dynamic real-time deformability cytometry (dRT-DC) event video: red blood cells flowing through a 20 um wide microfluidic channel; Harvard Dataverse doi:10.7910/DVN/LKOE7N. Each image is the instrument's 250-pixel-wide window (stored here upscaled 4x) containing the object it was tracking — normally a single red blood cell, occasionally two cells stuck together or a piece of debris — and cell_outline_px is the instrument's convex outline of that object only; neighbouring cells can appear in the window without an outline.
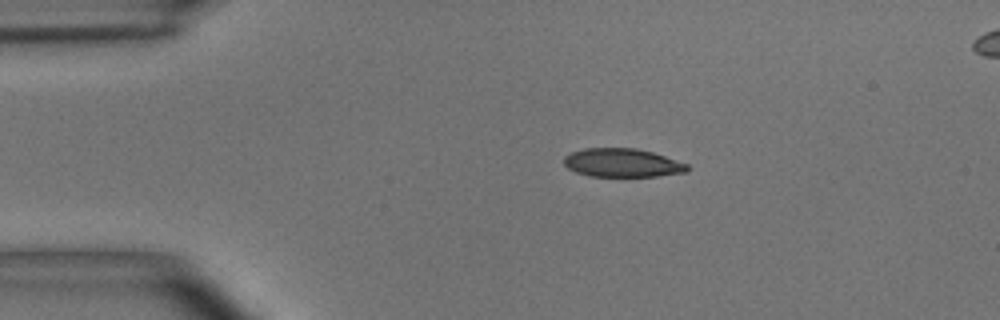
{"species": "common noctule bat (a hibernating species)", "species_latin": "Nyctalus noctula", "temperature_condition": "room temperature", "stored_images_in_passage": 38, "camera_frame_rate_fps": 3000, "um_per_image_px": 0.085, "animal": {"sex": "male", "body_mass_g": 15.6}, "frame": {"image": 1, "passage_image": 1, "time_ms": 0.0, "image_size_px": [1000, 320], "cell_outline_px": [[692, 168], [688, 172], [656, 176], [588, 176], [576, 172], [568, 168], [564, 164], [564, 156], [572, 152], [584, 148], [636, 148], [652, 152], [688, 164]], "centroid_in_image_um": [52.91, 13.84], "position_along_channel_um": 32.1, "area_um2": 20.58}}
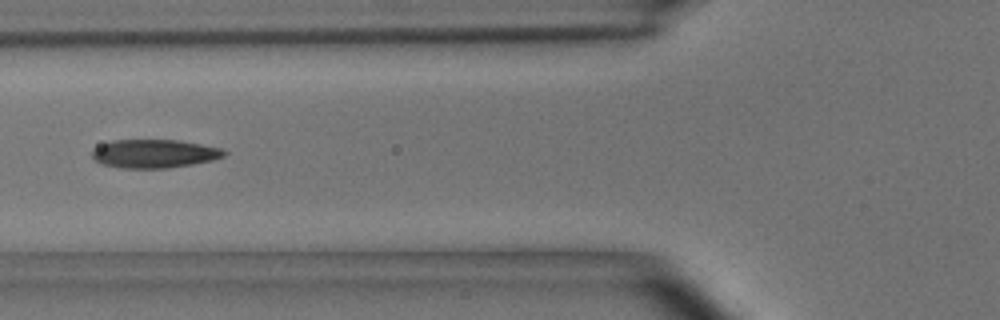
{"frame": {"image": 2, "passage_image": 11, "time_ms": 3.333, "image_size_px": [1000, 320], "cell_outline_px": [[228, 152], [224, 156], [212, 160], [192, 164], [168, 168], [120, 168], [100, 164], [92, 156], [92, 148], [100, 144], [112, 140], [176, 140], [200, 144], [220, 148]], "centroid_in_image_um": [13.06, 13.06], "position_along_channel_um": 112.7, "area_um2": 21.96}}
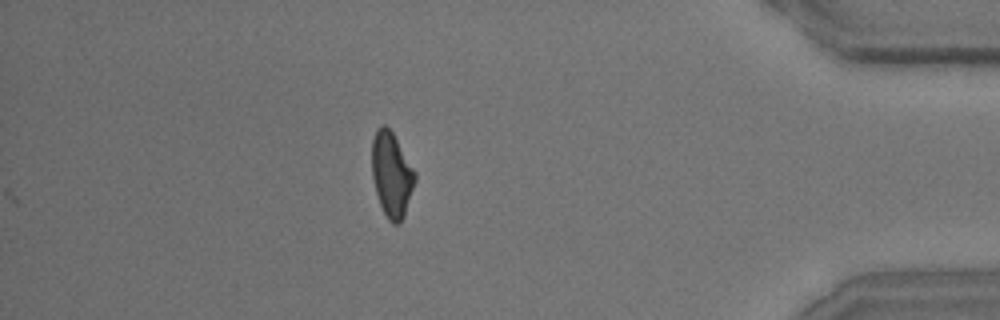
{"frame": {"image": 3, "passage_image": 38, "time_ms": 12.333, "image_size_px": [1000, 320], "cell_outline_px": [[416, 180], [404, 216], [400, 224], [392, 224], [388, 220], [380, 204], [376, 192], [372, 176], [372, 140], [376, 128], [380, 124], [384, 124], [392, 132], [416, 172]], "centroid_in_image_um": [33.28, 14.83], "position_along_channel_um": 401.9, "area_um2": 21.33}, "authors_computed_cell_mechanics": {"area_um2": 21.9351, "velocity_mm_per_s": 3.6806, "shape_relaxation_time_tau1_ms": 4.9188, "shape_relaxation_time_tau2_ms": 1.9655, "deformation_change_tau1": 0.1592, "deformation_change_tau2": 0.0961}}